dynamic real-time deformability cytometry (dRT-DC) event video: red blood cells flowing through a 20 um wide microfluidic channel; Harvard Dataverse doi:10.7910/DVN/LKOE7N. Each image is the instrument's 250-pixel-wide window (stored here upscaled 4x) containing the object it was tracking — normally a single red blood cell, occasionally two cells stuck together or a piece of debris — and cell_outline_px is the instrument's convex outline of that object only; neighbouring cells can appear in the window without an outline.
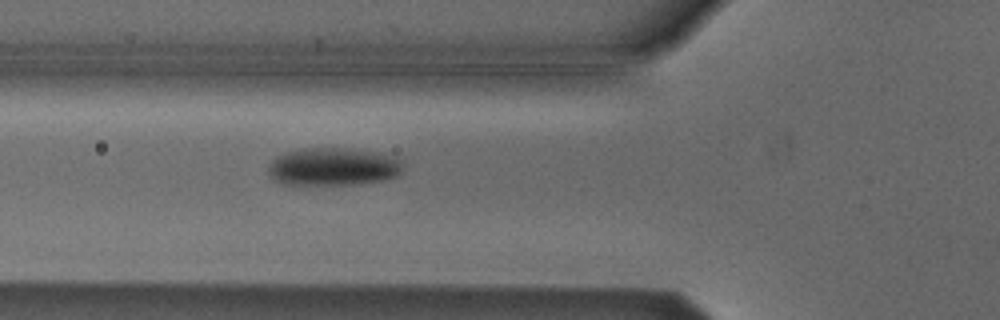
{"species": "Egyptian fruit bat (a non-hibernating species)", "species_latin": "Rousettus aegyptiacus", "temperature_condition": "cold", "stored_images_in_passage": 32, "camera_frame_rate_fps": 3000, "um_per_image_px": 0.085, "animal": {"sex": "male"}, "frame": {"image": 1, "passage_image": 4, "time_ms": 1.0, "image_size_px": [1000, 320], "cell_outline_px": [[404, 160], [400, 172], [396, 176], [384, 180], [360, 184], [284, 184], [276, 180], [268, 172], [268, 168], [272, 160], [276, 156], [288, 152], [304, 148], [336, 148], [372, 152], [396, 156]], "centroid_in_image_um": [28.35, 14.17], "position_along_channel_um": 97.4, "area_um2": 29.48}}
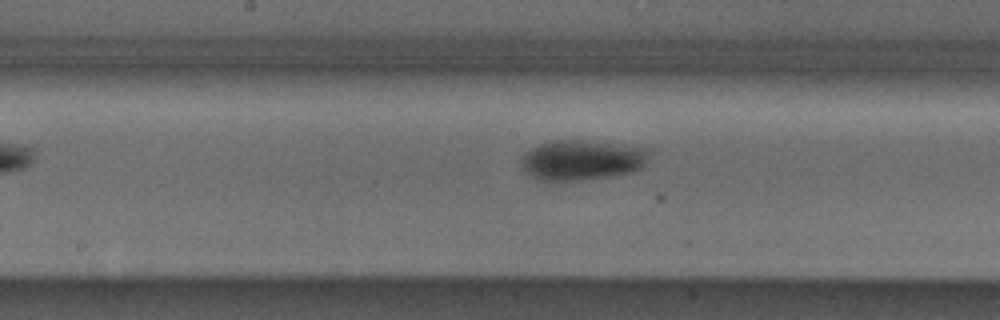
{"frame": {"image": 2, "passage_image": 12, "time_ms": 3.667, "image_size_px": [1000, 320], "cell_outline_px": [[644, 164], [640, 168], [632, 172], [608, 176], [580, 180], [540, 180], [532, 176], [524, 168], [524, 152], [540, 144], [552, 140], [580, 140], [644, 148]], "centroid_in_image_um": [49.4, 13.6], "position_along_channel_um": 198.8, "area_um2": 28.73}}
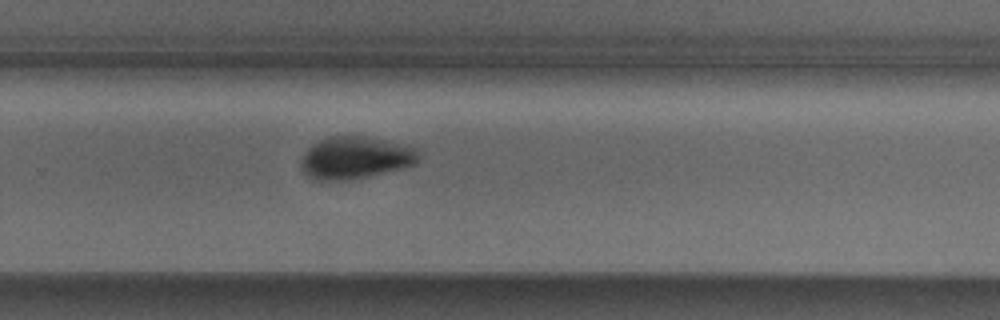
{"frame": {"image": 3, "passage_image": 20, "time_ms": 6.333, "image_size_px": [1000, 320], "cell_outline_px": [[416, 160], [412, 164], [404, 168], [352, 180], [312, 180], [300, 168], [300, 160], [304, 152], [312, 144], [320, 140], [332, 136], [364, 136], [384, 140], [416, 148]], "centroid_in_image_um": [30.12, 13.42], "position_along_channel_um": 299.7, "area_um2": 28.84}, "authors_computed_cell_mechanics": {"area_um2": 29.2179, "velocity_mm_per_s": 3.794, "shape_relaxation_time_tau1_ms": 3.3109, "shape_relaxation_time_tau2_ms": null, "deformation_change_tau1": 0.1044, "deformation_change_tau2": null}}